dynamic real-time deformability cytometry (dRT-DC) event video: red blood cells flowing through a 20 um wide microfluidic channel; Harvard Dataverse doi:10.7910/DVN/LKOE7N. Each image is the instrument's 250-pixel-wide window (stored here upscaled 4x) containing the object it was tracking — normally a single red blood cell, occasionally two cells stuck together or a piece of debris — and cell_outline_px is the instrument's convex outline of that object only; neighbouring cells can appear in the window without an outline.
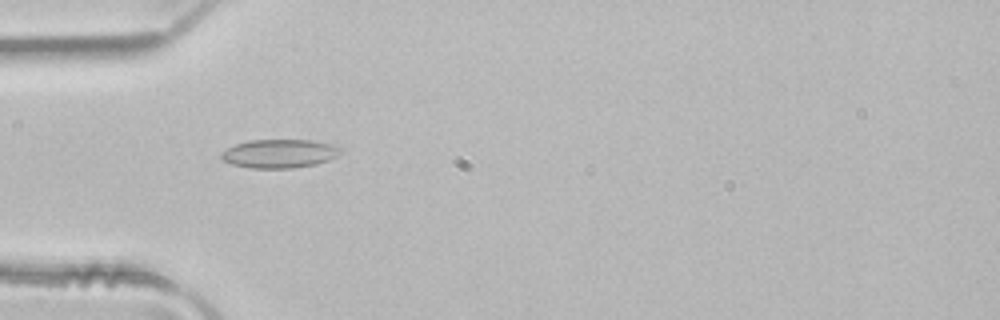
{"species": "common noctule bat (a hibernating species)", "species_latin": "Nyctalus noctula", "temperature_condition": "room temperature", "stored_images_in_passage": 3, "camera_frame_rate_fps": 3000, "um_per_image_px": 0.085, "animal": {"sex": "male", "body_mass_g": 21.5, "forearm_length_mm": 52.0}, "frame": {"image": 1, "passage_image": 2, "time_ms": 0.333, "image_size_px": [1000, 320], "cell_outline_px": [[344, 152], [328, 160], [316, 164], [292, 168], [252, 168], [232, 164], [220, 160], [220, 152], [236, 144], [248, 140], [312, 140], [332, 144], [340, 148]], "centroid_in_image_um": [23.74, 13.05], "position_along_channel_um": 61.3, "area_um2": 20.0}}
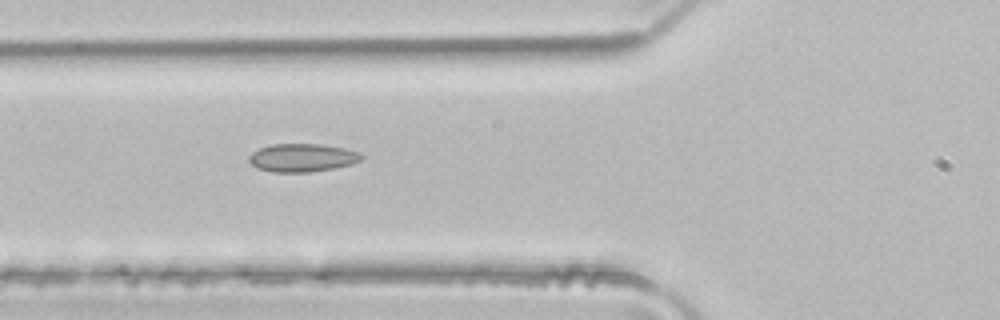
{"frame": {"image": 2, "passage_image": 3, "time_ms": 0.667, "image_size_px": [1000, 320], "cell_outline_px": [[364, 156], [360, 160], [352, 164], [332, 168], [308, 172], [272, 172], [256, 168], [248, 160], [248, 156], [252, 152], [260, 148], [272, 144], [320, 144], [344, 148], [360, 152]], "centroid_in_image_um": [25.67, 13.4], "position_along_channel_um": 100.1, "area_um2": 18.44}}